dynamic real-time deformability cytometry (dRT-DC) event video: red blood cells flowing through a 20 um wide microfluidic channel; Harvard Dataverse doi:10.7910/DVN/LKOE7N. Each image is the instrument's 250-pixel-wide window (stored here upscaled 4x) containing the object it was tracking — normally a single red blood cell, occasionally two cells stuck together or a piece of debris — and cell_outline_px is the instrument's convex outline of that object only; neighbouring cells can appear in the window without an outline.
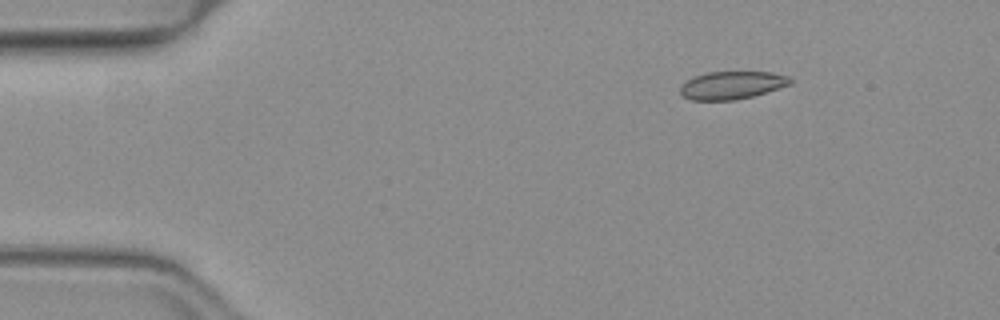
{"species": "common noctule bat (a hibernating species)", "species_latin": "Nyctalus noctula", "temperature_condition": "warm", "stored_images_in_passage": 45, "camera_frame_rate_fps": 3000, "um_per_image_px": 0.085, "animal": {"sex": "female", "body_mass_g": 19.3, "forearm_length_mm": 54.1}, "frame": {"image": 1, "passage_image": 1, "time_ms": 0.0, "image_size_px": [1000, 320], "cell_outline_px": [[792, 84], [752, 96], [736, 100], [692, 100], [684, 96], [680, 92], [680, 84], [692, 76], [708, 72], [772, 72], [788, 76], [792, 80]], "centroid_in_image_um": [62.19, 7.23], "position_along_channel_um": 22.8, "area_um2": 17.92}}
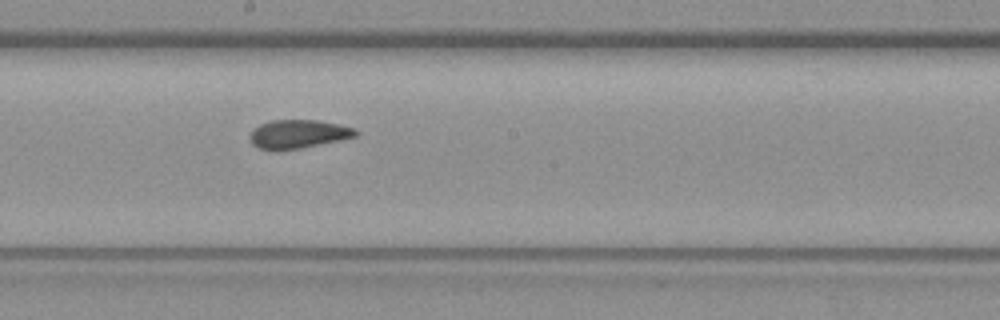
{"frame": {"image": 2, "passage_image": 22, "time_ms": 7.0, "image_size_px": [1000, 320], "cell_outline_px": [[360, 132], [356, 136], [340, 140], [300, 148], [276, 152], [260, 148], [252, 144], [248, 136], [260, 124], [272, 120], [316, 120], [340, 124], [356, 128]], "centroid_in_image_um": [25.36, 11.4], "position_along_channel_um": 222.8, "area_um2": 17.8}}
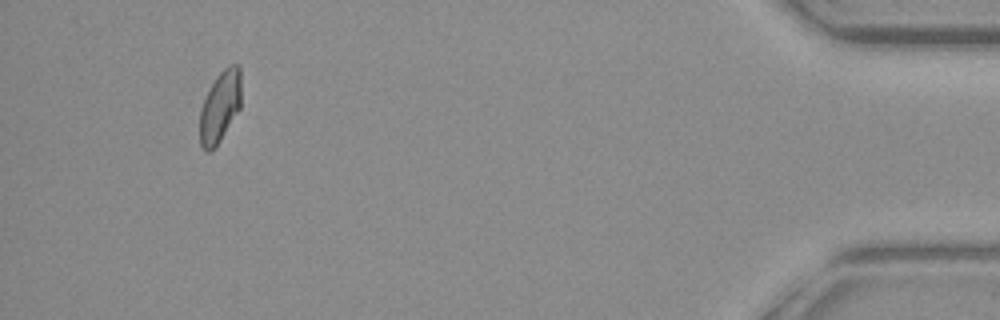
{"frame": {"image": 3, "passage_image": 42, "time_ms": 13.667, "image_size_px": [1000, 320], "cell_outline_px": [[240, 108], [216, 148], [208, 152], [204, 152], [200, 144], [200, 108], [216, 76], [228, 64], [236, 64], [240, 68]], "centroid_in_image_um": [18.69, 9.1], "position_along_channel_um": 416.5, "area_um2": 17.22}, "authors_computed_cell_mechanics": {"area_um2": 17.8024, "velocity_mm_per_s": 4.0032, "shape_relaxation_time_tau1_ms": 7.3842, "shape_relaxation_time_tau2_ms": 1.5808, "deformation_change_tau1": 0.18, "deformation_change_tau2": 0.0801}}